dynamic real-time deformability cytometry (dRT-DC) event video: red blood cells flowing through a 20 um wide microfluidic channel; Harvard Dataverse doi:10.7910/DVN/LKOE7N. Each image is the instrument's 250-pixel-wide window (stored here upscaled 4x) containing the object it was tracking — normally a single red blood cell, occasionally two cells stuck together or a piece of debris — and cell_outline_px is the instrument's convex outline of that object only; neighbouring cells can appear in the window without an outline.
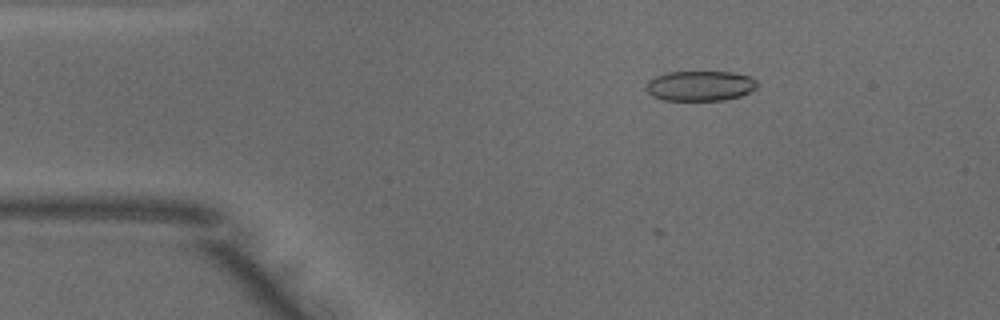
{"species": "common noctule bat (a hibernating species)", "species_latin": "Nyctalus noctula", "temperature_condition": "warm", "stored_images_in_passage": 33, "camera_frame_rate_fps": 3000, "um_per_image_px": 0.085, "animal": {"sex": "male", "body_mass_g": 18.8}, "frame": {"image": 1, "passage_image": 1, "time_ms": 0.0, "image_size_px": [1000, 320], "cell_outline_px": [[756, 88], [740, 96], [724, 100], [664, 100], [652, 96], [644, 88], [648, 80], [656, 76], [668, 72], [732, 72], [752, 76], [756, 80]], "centroid_in_image_um": [59.49, 7.29], "position_along_channel_um": 25.5, "area_um2": 19.54}}
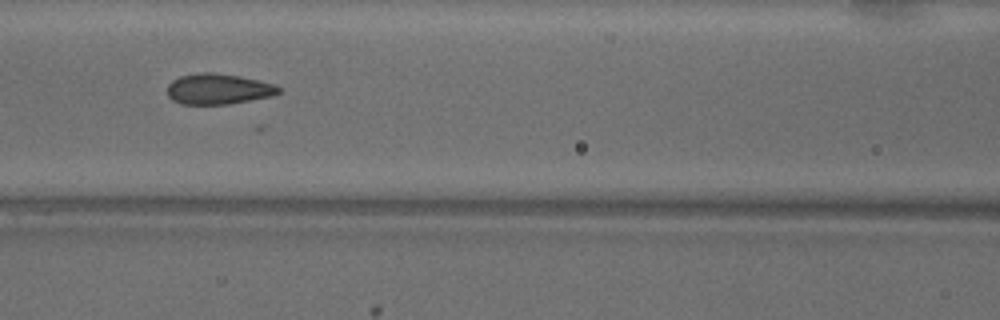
{"frame": {"image": 2, "passage_image": 14, "time_ms": 4.333, "image_size_px": [1000, 320], "cell_outline_px": [[280, 92], [272, 96], [228, 104], [180, 104], [172, 100], [168, 96], [168, 84], [172, 80], [180, 76], [200, 72], [212, 72], [240, 76], [276, 84], [280, 88]], "centroid_in_image_um": [18.55, 7.56], "position_along_channel_um": 148.1, "area_um2": 19.94}}
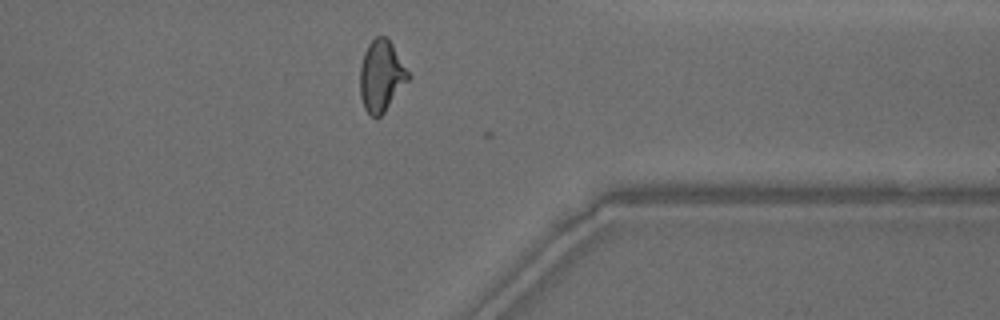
{"frame": {"image": 3, "passage_image": 32, "time_ms": 10.333, "image_size_px": [1000, 320], "cell_outline_px": [[412, 76], [384, 112], [380, 116], [372, 116], [364, 108], [360, 96], [360, 68], [364, 52], [368, 44], [376, 36], [388, 36]], "centroid_in_image_um": [32.43, 6.42], "position_along_channel_um": 379.0, "area_um2": 20.17}}